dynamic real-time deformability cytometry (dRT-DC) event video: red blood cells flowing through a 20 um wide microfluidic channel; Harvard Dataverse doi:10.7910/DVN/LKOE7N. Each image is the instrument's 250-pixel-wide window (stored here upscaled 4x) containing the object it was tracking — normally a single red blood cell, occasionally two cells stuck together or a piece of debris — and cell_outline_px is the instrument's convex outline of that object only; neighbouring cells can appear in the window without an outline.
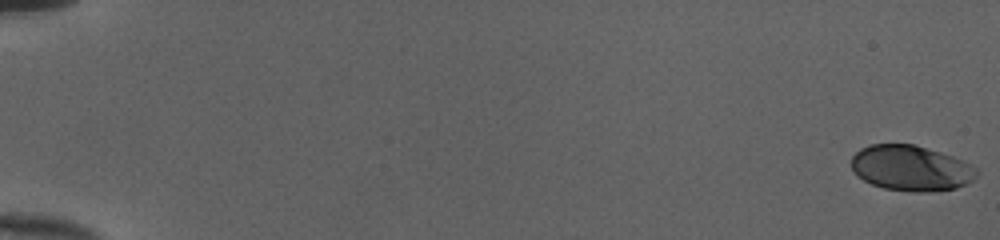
{"species": "human", "species_latin": "Homo sapiens", "temperature_condition": "cold", "stored_images_in_passage": 53, "camera_frame_rate_fps": 3000, "um_per_image_px": 0.085, "donor": {"sex": "female"}, "frame": {"image": 1, "passage_image": 1, "time_ms": 0.0, "image_size_px": [1000, 240], "cell_outline_px": [[980, 172], [968, 184], [956, 188], [928, 192], [912, 192], [884, 188], [872, 184], [856, 176], [852, 168], [852, 156], [860, 148], [868, 144], [916, 144], [952, 156], [976, 168]], "centroid_in_image_um": [77.42, 14.29], "position_along_channel_um": 7.6, "area_um2": 33.35}}
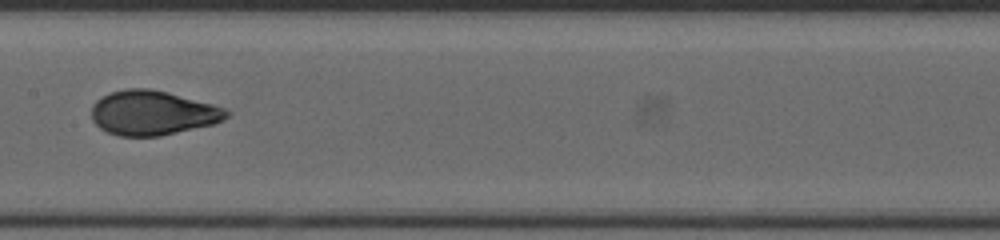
{"frame": {"image": 2, "passage_image": 30, "time_ms": 9.667, "image_size_px": [1000, 240], "cell_outline_px": [[232, 112], [224, 120], [212, 124], [160, 136], [120, 136], [108, 132], [100, 128], [92, 120], [92, 104], [100, 96], [124, 88], [148, 88], [168, 92], [212, 104], [224, 108]], "centroid_in_image_um": [12.96, 9.59], "position_along_channel_um": 194.4, "area_um2": 35.03}}
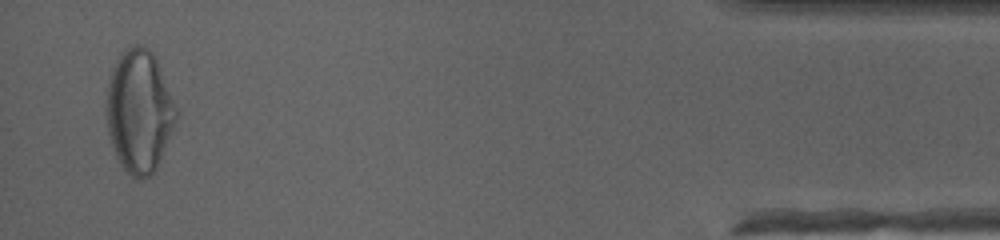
{"frame": {"image": 3, "passage_image": 52, "time_ms": 17.0, "image_size_px": [1000, 240], "cell_outline_px": [[180, 116], [156, 168], [148, 176], [140, 180], [132, 176], [120, 164], [116, 156], [108, 132], [104, 108], [104, 100], [108, 80], [112, 68], [116, 60], [124, 48], [132, 44], [144, 44], [152, 52], [156, 60], [180, 112]], "centroid_in_image_um": [11.83, 9.42], "position_along_channel_um": 423.4, "area_um2": 50.81}, "authors_computed_cell_mechanics": {"area_um2": 34.7956, "velocity_mm_per_s": 4.0168, "shape_relaxation_time_tau1_ms": 4.7086, "shape_relaxation_time_tau2_ms": 0.8263, "deformation_change_tau1": 0.1696, "deformation_change_tau2": 0.0513}}